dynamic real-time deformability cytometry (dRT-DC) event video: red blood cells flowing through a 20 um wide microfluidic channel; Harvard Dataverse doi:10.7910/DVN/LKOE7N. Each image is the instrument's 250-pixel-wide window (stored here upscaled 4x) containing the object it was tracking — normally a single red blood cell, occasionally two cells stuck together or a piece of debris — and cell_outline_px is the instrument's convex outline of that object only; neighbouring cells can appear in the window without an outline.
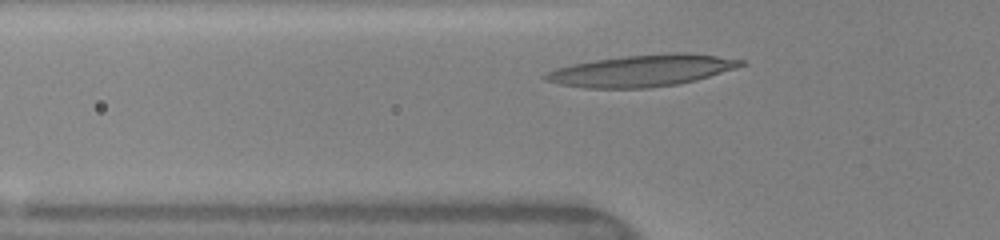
{"species": "human", "species_latin": "Homo sapiens", "temperature_condition": "warm", "stored_images_in_passage": 30, "camera_frame_rate_fps": 3000, "um_per_image_px": 0.085, "donor": {"sex": "female"}, "frame": {"image": 1, "passage_image": 5, "time_ms": 1.333, "image_size_px": [1000, 240], "cell_outline_px": [[748, 64], [736, 68], [696, 80], [676, 84], [648, 88], [584, 88], [560, 84], [544, 80], [544, 76], [548, 72], [556, 68], [572, 64], [596, 60], [628, 56], [672, 52], [688, 52], [744, 60]], "centroid_in_image_um": [54.6, 6.0], "position_along_channel_um": 71.2, "area_um2": 35.84}}
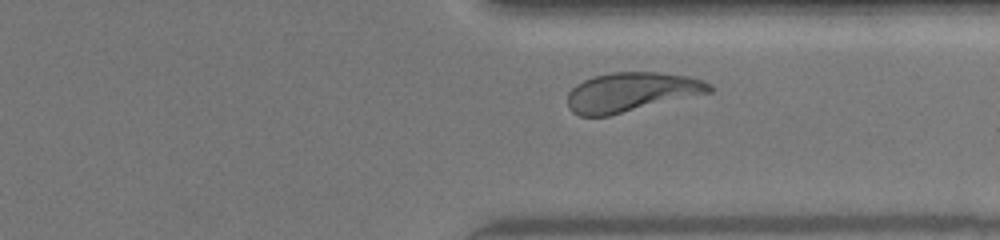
{"frame": {"image": 2, "passage_image": 26, "time_ms": 8.333, "image_size_px": [1000, 240], "cell_outline_px": [[716, 88], [712, 92], [608, 116], [580, 116], [572, 112], [568, 108], [568, 92], [576, 84], [592, 76], [612, 72], [656, 72], [688, 76], [704, 80], [712, 84]], "centroid_in_image_um": [53.68, 7.82], "position_along_channel_um": 357.7, "area_um2": 32.71}}
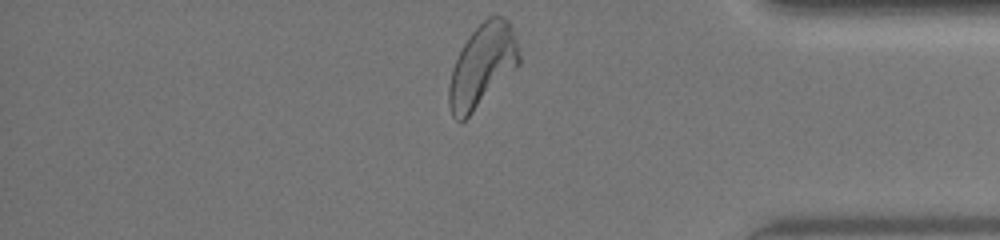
{"frame": {"image": 3, "passage_image": 30, "time_ms": 9.667, "image_size_px": [1000, 240], "cell_outline_px": [[520, 64], [460, 124], [452, 116], [448, 104], [448, 88], [452, 68], [464, 44], [472, 32], [488, 16], [504, 16], [508, 20], [516, 36], [520, 56]], "centroid_in_image_um": [40.99, 5.57], "position_along_channel_um": 394.2, "area_um2": 33.47}, "authors_computed_cell_mechanics": {"area_um2": 32.1368, "velocity_mm_per_s": 4.0884, "shape_relaxation_time_tau1_ms": 4.2117, "shape_relaxation_time_tau2_ms": 1.4659, "deformation_change_tau1": 0.1842, "deformation_change_tau2": 0.1066}}